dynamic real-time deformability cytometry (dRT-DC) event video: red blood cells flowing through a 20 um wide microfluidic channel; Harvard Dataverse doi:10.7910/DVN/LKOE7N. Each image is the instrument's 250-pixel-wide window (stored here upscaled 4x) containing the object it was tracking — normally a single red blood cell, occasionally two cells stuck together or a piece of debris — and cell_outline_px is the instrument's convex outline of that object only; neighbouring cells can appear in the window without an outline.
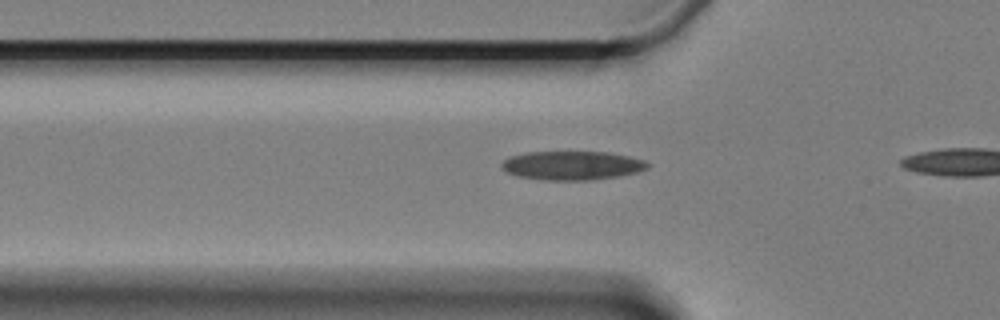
{"species": "Egyptian fruit bat (a non-hibernating species)", "species_latin": "Rousettus aegyptiacus", "temperature_condition": "cold", "stored_images_in_passage": 12, "camera_frame_rate_fps": 3000, "um_per_image_px": 0.085, "animal": {"sex": "female"}, "frame": {"image": 1, "passage_image": 9, "time_ms": 2.667, "image_size_px": [1000, 320], "cell_outline_px": [[648, 168], [636, 172], [620, 176], [588, 180], [544, 180], [520, 176], [508, 172], [500, 168], [500, 164], [508, 156], [528, 152], [608, 152], [628, 156], [644, 160], [648, 164]], "centroid_in_image_um": [48.6, 14.06], "position_along_channel_um": 77.2, "area_um2": 24.45}}